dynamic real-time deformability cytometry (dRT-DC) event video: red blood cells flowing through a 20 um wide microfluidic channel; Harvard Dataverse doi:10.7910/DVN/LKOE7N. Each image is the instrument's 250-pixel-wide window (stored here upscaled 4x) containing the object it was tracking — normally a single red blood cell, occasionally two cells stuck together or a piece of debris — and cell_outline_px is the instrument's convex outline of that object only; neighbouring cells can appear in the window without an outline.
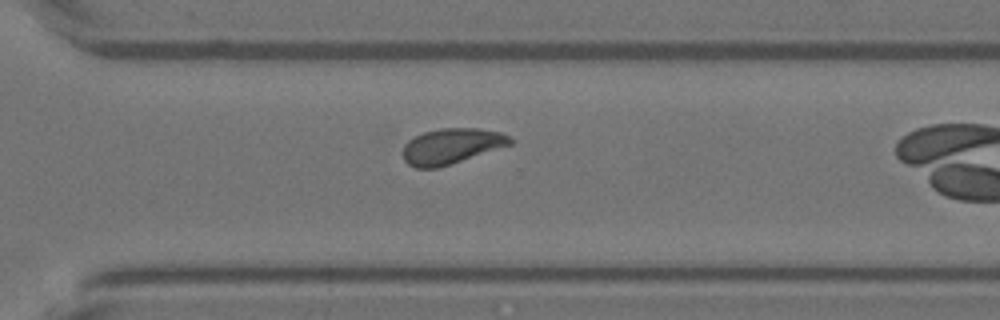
{"species": "Egyptian fruit bat (a non-hibernating species)", "species_latin": "Rousettus aegyptiacus", "temperature_condition": "warm", "stored_images_in_passage": 32, "camera_frame_rate_fps": 3000, "um_per_image_px": 0.085, "animal": {"sex": "female"}, "frame": {"image": 1, "passage_image": 28, "time_ms": 9.0, "image_size_px": [1000, 320], "cell_outline_px": [[516, 140], [512, 144], [436, 168], [416, 168], [408, 164], [404, 160], [404, 144], [408, 140], [424, 132], [440, 128], [480, 128], [500, 132]], "centroid_in_image_um": [38.38, 12.4], "position_along_channel_um": 332.2, "area_um2": 21.96}}